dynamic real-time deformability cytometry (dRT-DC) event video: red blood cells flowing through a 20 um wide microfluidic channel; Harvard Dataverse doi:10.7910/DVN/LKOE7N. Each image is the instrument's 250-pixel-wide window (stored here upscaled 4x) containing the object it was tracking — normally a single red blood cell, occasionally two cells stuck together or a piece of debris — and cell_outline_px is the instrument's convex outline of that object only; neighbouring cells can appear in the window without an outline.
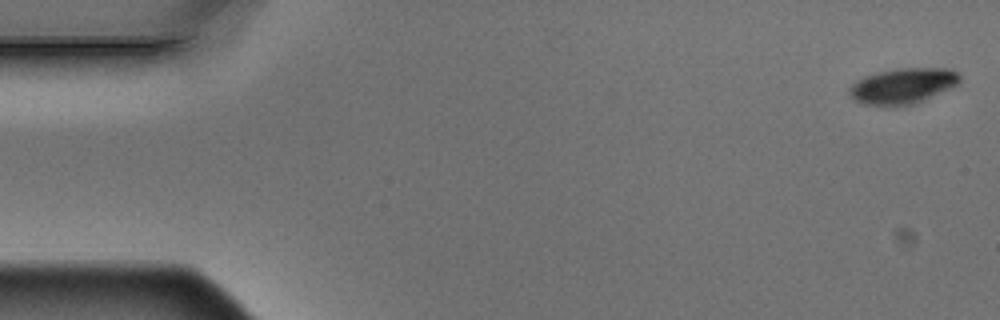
{"species": "Egyptian fruit bat (a non-hibernating species)", "species_latin": "Rousettus aegyptiacus", "temperature_condition": "warm", "stored_images_in_passage": 5, "camera_frame_rate_fps": 3000, "um_per_image_px": 0.085, "animal": {"sex": "male"}, "frame": {"image": 1, "passage_image": 1, "time_ms": 0.0, "image_size_px": [1000, 320], "cell_outline_px": [[960, 80], [956, 84], [948, 88], [912, 104], [888, 108], [864, 104], [852, 100], [848, 92], [848, 88], [856, 80], [864, 76], [896, 68], [952, 68], [960, 76]], "centroid_in_image_um": [76.65, 7.32], "position_along_channel_um": 8.4, "area_um2": 23.0}}
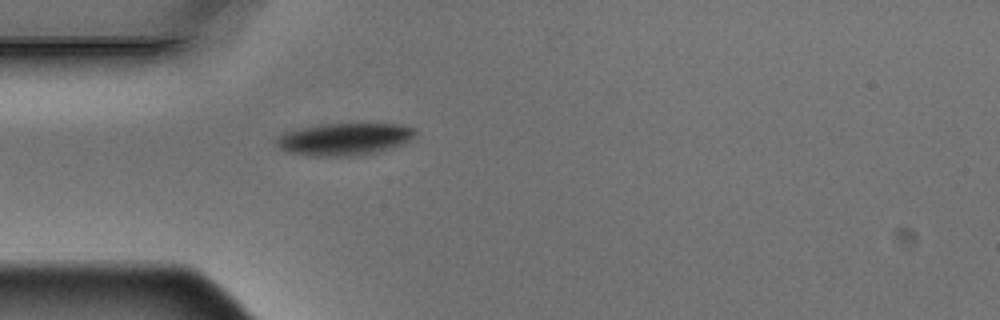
{"frame": {"image": 2, "passage_image": 5, "time_ms": 1.333, "image_size_px": [1000, 320], "cell_outline_px": [[416, 132], [412, 140], [404, 144], [380, 152], [364, 156], [312, 156], [288, 152], [280, 148], [276, 144], [276, 140], [284, 132], [300, 128], [324, 124], [400, 124], [416, 128]], "centroid_in_image_um": [29.34, 11.84], "position_along_channel_um": 55.7, "area_um2": 26.41}}